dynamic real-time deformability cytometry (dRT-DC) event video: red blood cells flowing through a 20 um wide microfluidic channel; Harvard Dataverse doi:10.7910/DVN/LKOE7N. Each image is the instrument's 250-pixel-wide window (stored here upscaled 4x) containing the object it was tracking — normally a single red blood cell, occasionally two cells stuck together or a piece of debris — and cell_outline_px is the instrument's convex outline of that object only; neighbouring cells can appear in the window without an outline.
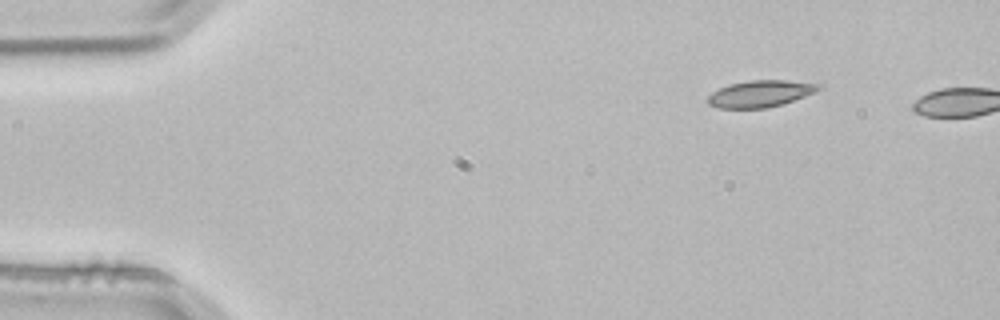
{"species": "common noctule bat (a hibernating species)", "species_latin": "Nyctalus noctula", "temperature_condition": "room temperature", "stored_images_in_passage": 4, "camera_frame_rate_fps": 3000, "um_per_image_px": 0.085, "animal": {"sex": "male", "body_mass_g": 21.5, "forearm_length_mm": 52.0}, "frame": {"image": 1, "passage_image": 1, "time_ms": 0.0, "image_size_px": [1000, 320], "cell_outline_px": [[824, 88], [804, 96], [768, 108], [720, 108], [708, 104], [708, 96], [712, 92], [728, 84], [748, 80], [788, 80], [824, 84]], "centroid_in_image_um": [64.65, 7.94], "position_along_channel_um": 20.3, "area_um2": 17.28}}